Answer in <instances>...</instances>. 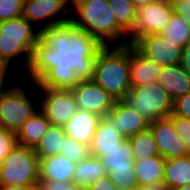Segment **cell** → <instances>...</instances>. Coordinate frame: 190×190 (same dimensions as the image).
<instances>
[{
  "label": "cell",
  "mask_w": 190,
  "mask_h": 190,
  "mask_svg": "<svg viewBox=\"0 0 190 190\" xmlns=\"http://www.w3.org/2000/svg\"><path fill=\"white\" fill-rule=\"evenodd\" d=\"M34 190H42L39 186L35 187Z\"/></svg>",
  "instance_id": "44"
},
{
  "label": "cell",
  "mask_w": 190,
  "mask_h": 190,
  "mask_svg": "<svg viewBox=\"0 0 190 190\" xmlns=\"http://www.w3.org/2000/svg\"><path fill=\"white\" fill-rule=\"evenodd\" d=\"M126 140L127 139L116 127L108 125V123L101 118L89 145L90 155L102 158L106 152L119 148Z\"/></svg>",
  "instance_id": "17"
},
{
  "label": "cell",
  "mask_w": 190,
  "mask_h": 190,
  "mask_svg": "<svg viewBox=\"0 0 190 190\" xmlns=\"http://www.w3.org/2000/svg\"><path fill=\"white\" fill-rule=\"evenodd\" d=\"M159 154L165 159L189 156L183 141L177 136L173 119L161 118L149 123Z\"/></svg>",
  "instance_id": "13"
},
{
  "label": "cell",
  "mask_w": 190,
  "mask_h": 190,
  "mask_svg": "<svg viewBox=\"0 0 190 190\" xmlns=\"http://www.w3.org/2000/svg\"><path fill=\"white\" fill-rule=\"evenodd\" d=\"M163 182L170 190L190 184V155L165 160Z\"/></svg>",
  "instance_id": "21"
},
{
  "label": "cell",
  "mask_w": 190,
  "mask_h": 190,
  "mask_svg": "<svg viewBox=\"0 0 190 190\" xmlns=\"http://www.w3.org/2000/svg\"><path fill=\"white\" fill-rule=\"evenodd\" d=\"M101 159L107 173L116 169L134 168L133 153L128 140L122 143L119 148L106 152Z\"/></svg>",
  "instance_id": "27"
},
{
  "label": "cell",
  "mask_w": 190,
  "mask_h": 190,
  "mask_svg": "<svg viewBox=\"0 0 190 190\" xmlns=\"http://www.w3.org/2000/svg\"><path fill=\"white\" fill-rule=\"evenodd\" d=\"M16 145V133L0 127V164Z\"/></svg>",
  "instance_id": "33"
},
{
  "label": "cell",
  "mask_w": 190,
  "mask_h": 190,
  "mask_svg": "<svg viewBox=\"0 0 190 190\" xmlns=\"http://www.w3.org/2000/svg\"><path fill=\"white\" fill-rule=\"evenodd\" d=\"M127 140L133 153V161H145L150 157L160 155L156 146V141L149 128L134 134Z\"/></svg>",
  "instance_id": "25"
},
{
  "label": "cell",
  "mask_w": 190,
  "mask_h": 190,
  "mask_svg": "<svg viewBox=\"0 0 190 190\" xmlns=\"http://www.w3.org/2000/svg\"><path fill=\"white\" fill-rule=\"evenodd\" d=\"M27 92L17 83L0 94V127L17 133L37 111L39 104L35 105Z\"/></svg>",
  "instance_id": "7"
},
{
  "label": "cell",
  "mask_w": 190,
  "mask_h": 190,
  "mask_svg": "<svg viewBox=\"0 0 190 190\" xmlns=\"http://www.w3.org/2000/svg\"><path fill=\"white\" fill-rule=\"evenodd\" d=\"M100 119V116L78 108L64 126L66 136L89 146Z\"/></svg>",
  "instance_id": "16"
},
{
  "label": "cell",
  "mask_w": 190,
  "mask_h": 190,
  "mask_svg": "<svg viewBox=\"0 0 190 190\" xmlns=\"http://www.w3.org/2000/svg\"><path fill=\"white\" fill-rule=\"evenodd\" d=\"M175 190H190V184L181 186V187H179V188H177Z\"/></svg>",
  "instance_id": "43"
},
{
  "label": "cell",
  "mask_w": 190,
  "mask_h": 190,
  "mask_svg": "<svg viewBox=\"0 0 190 190\" xmlns=\"http://www.w3.org/2000/svg\"><path fill=\"white\" fill-rule=\"evenodd\" d=\"M40 183V159L34 148L17 144L0 164V185L35 188Z\"/></svg>",
  "instance_id": "5"
},
{
  "label": "cell",
  "mask_w": 190,
  "mask_h": 190,
  "mask_svg": "<svg viewBox=\"0 0 190 190\" xmlns=\"http://www.w3.org/2000/svg\"><path fill=\"white\" fill-rule=\"evenodd\" d=\"M102 118L126 139L149 128V122L124 100L115 101L110 113Z\"/></svg>",
  "instance_id": "14"
},
{
  "label": "cell",
  "mask_w": 190,
  "mask_h": 190,
  "mask_svg": "<svg viewBox=\"0 0 190 190\" xmlns=\"http://www.w3.org/2000/svg\"><path fill=\"white\" fill-rule=\"evenodd\" d=\"M181 67L190 74V41L183 47Z\"/></svg>",
  "instance_id": "39"
},
{
  "label": "cell",
  "mask_w": 190,
  "mask_h": 190,
  "mask_svg": "<svg viewBox=\"0 0 190 190\" xmlns=\"http://www.w3.org/2000/svg\"><path fill=\"white\" fill-rule=\"evenodd\" d=\"M157 82L173 101L190 92V74L180 64L162 67Z\"/></svg>",
  "instance_id": "18"
},
{
  "label": "cell",
  "mask_w": 190,
  "mask_h": 190,
  "mask_svg": "<svg viewBox=\"0 0 190 190\" xmlns=\"http://www.w3.org/2000/svg\"><path fill=\"white\" fill-rule=\"evenodd\" d=\"M70 0H24L22 16L27 19L32 25L36 22L45 23L42 26H37L38 30L51 26L63 24L70 21V14H67ZM64 13H62V12ZM61 13V15H60ZM60 15V17L56 15ZM56 16V18H55ZM69 16V17H68Z\"/></svg>",
  "instance_id": "11"
},
{
  "label": "cell",
  "mask_w": 190,
  "mask_h": 190,
  "mask_svg": "<svg viewBox=\"0 0 190 190\" xmlns=\"http://www.w3.org/2000/svg\"><path fill=\"white\" fill-rule=\"evenodd\" d=\"M0 190H31L30 187H25V186H5V185H0Z\"/></svg>",
  "instance_id": "42"
},
{
  "label": "cell",
  "mask_w": 190,
  "mask_h": 190,
  "mask_svg": "<svg viewBox=\"0 0 190 190\" xmlns=\"http://www.w3.org/2000/svg\"><path fill=\"white\" fill-rule=\"evenodd\" d=\"M173 12L181 16L190 27V0H170Z\"/></svg>",
  "instance_id": "36"
},
{
  "label": "cell",
  "mask_w": 190,
  "mask_h": 190,
  "mask_svg": "<svg viewBox=\"0 0 190 190\" xmlns=\"http://www.w3.org/2000/svg\"><path fill=\"white\" fill-rule=\"evenodd\" d=\"M61 155L76 164L90 155L89 146L66 136Z\"/></svg>",
  "instance_id": "30"
},
{
  "label": "cell",
  "mask_w": 190,
  "mask_h": 190,
  "mask_svg": "<svg viewBox=\"0 0 190 190\" xmlns=\"http://www.w3.org/2000/svg\"><path fill=\"white\" fill-rule=\"evenodd\" d=\"M117 25L129 36L134 29L138 9L131 0H107Z\"/></svg>",
  "instance_id": "26"
},
{
  "label": "cell",
  "mask_w": 190,
  "mask_h": 190,
  "mask_svg": "<svg viewBox=\"0 0 190 190\" xmlns=\"http://www.w3.org/2000/svg\"><path fill=\"white\" fill-rule=\"evenodd\" d=\"M76 164L61 154L40 159V180L73 182Z\"/></svg>",
  "instance_id": "19"
},
{
  "label": "cell",
  "mask_w": 190,
  "mask_h": 190,
  "mask_svg": "<svg viewBox=\"0 0 190 190\" xmlns=\"http://www.w3.org/2000/svg\"><path fill=\"white\" fill-rule=\"evenodd\" d=\"M39 187L42 190H87L75 182H64L55 180H40Z\"/></svg>",
  "instance_id": "34"
},
{
  "label": "cell",
  "mask_w": 190,
  "mask_h": 190,
  "mask_svg": "<svg viewBox=\"0 0 190 190\" xmlns=\"http://www.w3.org/2000/svg\"><path fill=\"white\" fill-rule=\"evenodd\" d=\"M65 138L66 132L64 126L51 124L38 145L34 148L39 159L62 154Z\"/></svg>",
  "instance_id": "24"
},
{
  "label": "cell",
  "mask_w": 190,
  "mask_h": 190,
  "mask_svg": "<svg viewBox=\"0 0 190 190\" xmlns=\"http://www.w3.org/2000/svg\"><path fill=\"white\" fill-rule=\"evenodd\" d=\"M111 182L120 190H134L139 188L134 168L116 169L108 172Z\"/></svg>",
  "instance_id": "29"
},
{
  "label": "cell",
  "mask_w": 190,
  "mask_h": 190,
  "mask_svg": "<svg viewBox=\"0 0 190 190\" xmlns=\"http://www.w3.org/2000/svg\"><path fill=\"white\" fill-rule=\"evenodd\" d=\"M170 117L173 119L177 136L183 141L186 151L190 155V120L176 115Z\"/></svg>",
  "instance_id": "32"
},
{
  "label": "cell",
  "mask_w": 190,
  "mask_h": 190,
  "mask_svg": "<svg viewBox=\"0 0 190 190\" xmlns=\"http://www.w3.org/2000/svg\"><path fill=\"white\" fill-rule=\"evenodd\" d=\"M166 40H169L178 47L183 48L190 41V27L184 19L173 13L170 18L169 24L161 33Z\"/></svg>",
  "instance_id": "28"
},
{
  "label": "cell",
  "mask_w": 190,
  "mask_h": 190,
  "mask_svg": "<svg viewBox=\"0 0 190 190\" xmlns=\"http://www.w3.org/2000/svg\"><path fill=\"white\" fill-rule=\"evenodd\" d=\"M135 7L139 10L141 7L146 6L150 3H153L157 0H131Z\"/></svg>",
  "instance_id": "41"
},
{
  "label": "cell",
  "mask_w": 190,
  "mask_h": 190,
  "mask_svg": "<svg viewBox=\"0 0 190 190\" xmlns=\"http://www.w3.org/2000/svg\"><path fill=\"white\" fill-rule=\"evenodd\" d=\"M106 175L107 172L102 159L89 155L86 159L76 163L73 182L88 189L94 181Z\"/></svg>",
  "instance_id": "22"
},
{
  "label": "cell",
  "mask_w": 190,
  "mask_h": 190,
  "mask_svg": "<svg viewBox=\"0 0 190 190\" xmlns=\"http://www.w3.org/2000/svg\"><path fill=\"white\" fill-rule=\"evenodd\" d=\"M132 45L161 67L180 64L182 59L183 48L166 40L161 33L140 36Z\"/></svg>",
  "instance_id": "10"
},
{
  "label": "cell",
  "mask_w": 190,
  "mask_h": 190,
  "mask_svg": "<svg viewBox=\"0 0 190 190\" xmlns=\"http://www.w3.org/2000/svg\"><path fill=\"white\" fill-rule=\"evenodd\" d=\"M171 115L190 120V92L173 102V113Z\"/></svg>",
  "instance_id": "35"
},
{
  "label": "cell",
  "mask_w": 190,
  "mask_h": 190,
  "mask_svg": "<svg viewBox=\"0 0 190 190\" xmlns=\"http://www.w3.org/2000/svg\"><path fill=\"white\" fill-rule=\"evenodd\" d=\"M102 45L70 21L40 30L26 77L37 87L72 89L91 79ZM28 74V75H27Z\"/></svg>",
  "instance_id": "1"
},
{
  "label": "cell",
  "mask_w": 190,
  "mask_h": 190,
  "mask_svg": "<svg viewBox=\"0 0 190 190\" xmlns=\"http://www.w3.org/2000/svg\"><path fill=\"white\" fill-rule=\"evenodd\" d=\"M110 97L124 100L132 85L129 67V44L102 46L97 53V59L91 78Z\"/></svg>",
  "instance_id": "3"
},
{
  "label": "cell",
  "mask_w": 190,
  "mask_h": 190,
  "mask_svg": "<svg viewBox=\"0 0 190 190\" xmlns=\"http://www.w3.org/2000/svg\"><path fill=\"white\" fill-rule=\"evenodd\" d=\"M170 0H157L137 11L133 32L129 36V44H133L140 36L162 33L173 14Z\"/></svg>",
  "instance_id": "9"
},
{
  "label": "cell",
  "mask_w": 190,
  "mask_h": 190,
  "mask_svg": "<svg viewBox=\"0 0 190 190\" xmlns=\"http://www.w3.org/2000/svg\"><path fill=\"white\" fill-rule=\"evenodd\" d=\"M33 85L37 91L35 95L40 100L39 109L52 125L65 126L78 110L71 89L37 87L36 83Z\"/></svg>",
  "instance_id": "8"
},
{
  "label": "cell",
  "mask_w": 190,
  "mask_h": 190,
  "mask_svg": "<svg viewBox=\"0 0 190 190\" xmlns=\"http://www.w3.org/2000/svg\"><path fill=\"white\" fill-rule=\"evenodd\" d=\"M50 125V121L38 108L16 133L17 144L35 148Z\"/></svg>",
  "instance_id": "20"
},
{
  "label": "cell",
  "mask_w": 190,
  "mask_h": 190,
  "mask_svg": "<svg viewBox=\"0 0 190 190\" xmlns=\"http://www.w3.org/2000/svg\"><path fill=\"white\" fill-rule=\"evenodd\" d=\"M70 1L77 15L70 18L75 27L88 32L102 46L129 44V36L117 25L107 0Z\"/></svg>",
  "instance_id": "2"
},
{
  "label": "cell",
  "mask_w": 190,
  "mask_h": 190,
  "mask_svg": "<svg viewBox=\"0 0 190 190\" xmlns=\"http://www.w3.org/2000/svg\"><path fill=\"white\" fill-rule=\"evenodd\" d=\"M165 159L153 156L145 161H134V170L139 187L163 181Z\"/></svg>",
  "instance_id": "23"
},
{
  "label": "cell",
  "mask_w": 190,
  "mask_h": 190,
  "mask_svg": "<svg viewBox=\"0 0 190 190\" xmlns=\"http://www.w3.org/2000/svg\"><path fill=\"white\" fill-rule=\"evenodd\" d=\"M87 190H120L111 182L108 175L98 178L94 181Z\"/></svg>",
  "instance_id": "37"
},
{
  "label": "cell",
  "mask_w": 190,
  "mask_h": 190,
  "mask_svg": "<svg viewBox=\"0 0 190 190\" xmlns=\"http://www.w3.org/2000/svg\"><path fill=\"white\" fill-rule=\"evenodd\" d=\"M33 27L23 16L0 22V61L10 67L14 59L21 57L23 62L15 66L20 65L26 68L24 72L28 71L40 37V30Z\"/></svg>",
  "instance_id": "4"
},
{
  "label": "cell",
  "mask_w": 190,
  "mask_h": 190,
  "mask_svg": "<svg viewBox=\"0 0 190 190\" xmlns=\"http://www.w3.org/2000/svg\"><path fill=\"white\" fill-rule=\"evenodd\" d=\"M141 190H170L168 186L162 182H155L153 184L139 187Z\"/></svg>",
  "instance_id": "40"
},
{
  "label": "cell",
  "mask_w": 190,
  "mask_h": 190,
  "mask_svg": "<svg viewBox=\"0 0 190 190\" xmlns=\"http://www.w3.org/2000/svg\"><path fill=\"white\" fill-rule=\"evenodd\" d=\"M9 68L10 67L6 63L0 61V94L6 91L8 89L7 87H10V86L5 87L4 83H6V81H8L9 83L13 79V77L12 78L10 77L9 79L6 78L7 72L8 70H10Z\"/></svg>",
  "instance_id": "38"
},
{
  "label": "cell",
  "mask_w": 190,
  "mask_h": 190,
  "mask_svg": "<svg viewBox=\"0 0 190 190\" xmlns=\"http://www.w3.org/2000/svg\"><path fill=\"white\" fill-rule=\"evenodd\" d=\"M24 0H0V22L22 16Z\"/></svg>",
  "instance_id": "31"
},
{
  "label": "cell",
  "mask_w": 190,
  "mask_h": 190,
  "mask_svg": "<svg viewBox=\"0 0 190 190\" xmlns=\"http://www.w3.org/2000/svg\"><path fill=\"white\" fill-rule=\"evenodd\" d=\"M71 91L79 109L101 118L110 113L115 103V100L92 79L80 80Z\"/></svg>",
  "instance_id": "12"
},
{
  "label": "cell",
  "mask_w": 190,
  "mask_h": 190,
  "mask_svg": "<svg viewBox=\"0 0 190 190\" xmlns=\"http://www.w3.org/2000/svg\"><path fill=\"white\" fill-rule=\"evenodd\" d=\"M124 101L149 123L170 117L173 100L157 81L146 85L132 86Z\"/></svg>",
  "instance_id": "6"
},
{
  "label": "cell",
  "mask_w": 190,
  "mask_h": 190,
  "mask_svg": "<svg viewBox=\"0 0 190 190\" xmlns=\"http://www.w3.org/2000/svg\"><path fill=\"white\" fill-rule=\"evenodd\" d=\"M129 67L132 86L146 85L158 80L161 66L129 44Z\"/></svg>",
  "instance_id": "15"
}]
</instances>
